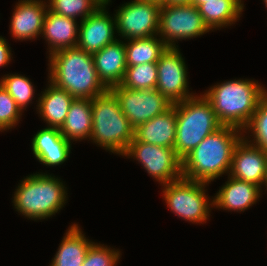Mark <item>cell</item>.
Here are the masks:
<instances>
[{"instance_id":"cell-7","label":"cell","mask_w":267,"mask_h":266,"mask_svg":"<svg viewBox=\"0 0 267 266\" xmlns=\"http://www.w3.org/2000/svg\"><path fill=\"white\" fill-rule=\"evenodd\" d=\"M209 183L190 181L180 178L162 185L163 198L170 209L179 218L195 224H203L209 219L214 207L212 199L206 194Z\"/></svg>"},{"instance_id":"cell-1","label":"cell","mask_w":267,"mask_h":266,"mask_svg":"<svg viewBox=\"0 0 267 266\" xmlns=\"http://www.w3.org/2000/svg\"><path fill=\"white\" fill-rule=\"evenodd\" d=\"M242 130L222 126L205 137L182 159V177L190 181L211 183L229 174L233 153L243 138Z\"/></svg>"},{"instance_id":"cell-9","label":"cell","mask_w":267,"mask_h":266,"mask_svg":"<svg viewBox=\"0 0 267 266\" xmlns=\"http://www.w3.org/2000/svg\"><path fill=\"white\" fill-rule=\"evenodd\" d=\"M161 4L152 0H132L114 14L116 34L126 41L158 35Z\"/></svg>"},{"instance_id":"cell-18","label":"cell","mask_w":267,"mask_h":266,"mask_svg":"<svg viewBox=\"0 0 267 266\" xmlns=\"http://www.w3.org/2000/svg\"><path fill=\"white\" fill-rule=\"evenodd\" d=\"M228 179L213 197V208L240 213L256 204L259 197L262 196L263 190L259 186L230 175H228Z\"/></svg>"},{"instance_id":"cell-29","label":"cell","mask_w":267,"mask_h":266,"mask_svg":"<svg viewBox=\"0 0 267 266\" xmlns=\"http://www.w3.org/2000/svg\"><path fill=\"white\" fill-rule=\"evenodd\" d=\"M49 1V2H48ZM48 9L56 14L80 21L86 19L100 6L94 0H48Z\"/></svg>"},{"instance_id":"cell-19","label":"cell","mask_w":267,"mask_h":266,"mask_svg":"<svg viewBox=\"0 0 267 266\" xmlns=\"http://www.w3.org/2000/svg\"><path fill=\"white\" fill-rule=\"evenodd\" d=\"M176 140V104L164 113L156 115L134 130L132 141L146 142L152 145L174 149Z\"/></svg>"},{"instance_id":"cell-16","label":"cell","mask_w":267,"mask_h":266,"mask_svg":"<svg viewBox=\"0 0 267 266\" xmlns=\"http://www.w3.org/2000/svg\"><path fill=\"white\" fill-rule=\"evenodd\" d=\"M31 150L35 158L45 166H58L68 160L71 143L60 132L59 128L46 127L34 134Z\"/></svg>"},{"instance_id":"cell-32","label":"cell","mask_w":267,"mask_h":266,"mask_svg":"<svg viewBox=\"0 0 267 266\" xmlns=\"http://www.w3.org/2000/svg\"><path fill=\"white\" fill-rule=\"evenodd\" d=\"M11 47L6 39L0 36V67H5L12 60Z\"/></svg>"},{"instance_id":"cell-5","label":"cell","mask_w":267,"mask_h":266,"mask_svg":"<svg viewBox=\"0 0 267 266\" xmlns=\"http://www.w3.org/2000/svg\"><path fill=\"white\" fill-rule=\"evenodd\" d=\"M92 132L90 140L101 148L123 155L134 139V128L119 107L118 100L108 90L91 99Z\"/></svg>"},{"instance_id":"cell-37","label":"cell","mask_w":267,"mask_h":266,"mask_svg":"<svg viewBox=\"0 0 267 266\" xmlns=\"http://www.w3.org/2000/svg\"><path fill=\"white\" fill-rule=\"evenodd\" d=\"M264 4H265V8H267V0H263Z\"/></svg>"},{"instance_id":"cell-10","label":"cell","mask_w":267,"mask_h":266,"mask_svg":"<svg viewBox=\"0 0 267 266\" xmlns=\"http://www.w3.org/2000/svg\"><path fill=\"white\" fill-rule=\"evenodd\" d=\"M122 156L137 160L161 185L182 178V160L172 148L132 141Z\"/></svg>"},{"instance_id":"cell-20","label":"cell","mask_w":267,"mask_h":266,"mask_svg":"<svg viewBox=\"0 0 267 266\" xmlns=\"http://www.w3.org/2000/svg\"><path fill=\"white\" fill-rule=\"evenodd\" d=\"M78 34L79 24L77 20L47 9L43 21L42 36L48 44L49 55L61 49L77 46Z\"/></svg>"},{"instance_id":"cell-4","label":"cell","mask_w":267,"mask_h":266,"mask_svg":"<svg viewBox=\"0 0 267 266\" xmlns=\"http://www.w3.org/2000/svg\"><path fill=\"white\" fill-rule=\"evenodd\" d=\"M13 197L16 211L31 220H43L60 212L67 201V188L60 178L46 173L28 175Z\"/></svg>"},{"instance_id":"cell-36","label":"cell","mask_w":267,"mask_h":266,"mask_svg":"<svg viewBox=\"0 0 267 266\" xmlns=\"http://www.w3.org/2000/svg\"><path fill=\"white\" fill-rule=\"evenodd\" d=\"M152 1L159 2L162 5V0H152Z\"/></svg>"},{"instance_id":"cell-23","label":"cell","mask_w":267,"mask_h":266,"mask_svg":"<svg viewBox=\"0 0 267 266\" xmlns=\"http://www.w3.org/2000/svg\"><path fill=\"white\" fill-rule=\"evenodd\" d=\"M60 132L70 142L90 140L92 132L91 99L75 98L73 100Z\"/></svg>"},{"instance_id":"cell-12","label":"cell","mask_w":267,"mask_h":266,"mask_svg":"<svg viewBox=\"0 0 267 266\" xmlns=\"http://www.w3.org/2000/svg\"><path fill=\"white\" fill-rule=\"evenodd\" d=\"M157 63L156 88L170 103L176 104L195 96L189 91L188 72L178 47H166Z\"/></svg>"},{"instance_id":"cell-27","label":"cell","mask_w":267,"mask_h":266,"mask_svg":"<svg viewBox=\"0 0 267 266\" xmlns=\"http://www.w3.org/2000/svg\"><path fill=\"white\" fill-rule=\"evenodd\" d=\"M0 84L8 91L22 112L34 100L35 87L24 75L9 73L0 78Z\"/></svg>"},{"instance_id":"cell-30","label":"cell","mask_w":267,"mask_h":266,"mask_svg":"<svg viewBox=\"0 0 267 266\" xmlns=\"http://www.w3.org/2000/svg\"><path fill=\"white\" fill-rule=\"evenodd\" d=\"M21 116L22 111L16 105L15 100L0 84V131L15 128Z\"/></svg>"},{"instance_id":"cell-26","label":"cell","mask_w":267,"mask_h":266,"mask_svg":"<svg viewBox=\"0 0 267 266\" xmlns=\"http://www.w3.org/2000/svg\"><path fill=\"white\" fill-rule=\"evenodd\" d=\"M157 77V63L127 66L124 79L120 85L131 90L155 89Z\"/></svg>"},{"instance_id":"cell-22","label":"cell","mask_w":267,"mask_h":266,"mask_svg":"<svg viewBox=\"0 0 267 266\" xmlns=\"http://www.w3.org/2000/svg\"><path fill=\"white\" fill-rule=\"evenodd\" d=\"M93 243L85 237L78 224H72L61 240L50 266H82L86 253Z\"/></svg>"},{"instance_id":"cell-28","label":"cell","mask_w":267,"mask_h":266,"mask_svg":"<svg viewBox=\"0 0 267 266\" xmlns=\"http://www.w3.org/2000/svg\"><path fill=\"white\" fill-rule=\"evenodd\" d=\"M247 130L248 133L246 132ZM242 132L246 134L251 132L250 137L253 136L251 140L249 135L245 137L246 135L243 134V138L247 142L267 151V94L259 102L249 123Z\"/></svg>"},{"instance_id":"cell-15","label":"cell","mask_w":267,"mask_h":266,"mask_svg":"<svg viewBox=\"0 0 267 266\" xmlns=\"http://www.w3.org/2000/svg\"><path fill=\"white\" fill-rule=\"evenodd\" d=\"M45 1H18L10 20V32L14 39L33 40L42 35L43 21L48 9Z\"/></svg>"},{"instance_id":"cell-24","label":"cell","mask_w":267,"mask_h":266,"mask_svg":"<svg viewBox=\"0 0 267 266\" xmlns=\"http://www.w3.org/2000/svg\"><path fill=\"white\" fill-rule=\"evenodd\" d=\"M243 9L242 0H208L198 7L199 13L210 31L232 26L237 20H240Z\"/></svg>"},{"instance_id":"cell-8","label":"cell","mask_w":267,"mask_h":266,"mask_svg":"<svg viewBox=\"0 0 267 266\" xmlns=\"http://www.w3.org/2000/svg\"><path fill=\"white\" fill-rule=\"evenodd\" d=\"M209 31L194 5H161L158 36L167 47H178V40L193 39Z\"/></svg>"},{"instance_id":"cell-35","label":"cell","mask_w":267,"mask_h":266,"mask_svg":"<svg viewBox=\"0 0 267 266\" xmlns=\"http://www.w3.org/2000/svg\"><path fill=\"white\" fill-rule=\"evenodd\" d=\"M99 6H106L110 4L111 0H94Z\"/></svg>"},{"instance_id":"cell-14","label":"cell","mask_w":267,"mask_h":266,"mask_svg":"<svg viewBox=\"0 0 267 266\" xmlns=\"http://www.w3.org/2000/svg\"><path fill=\"white\" fill-rule=\"evenodd\" d=\"M79 23L77 46L85 52L93 54L117 39L115 17L110 16L106 6H100Z\"/></svg>"},{"instance_id":"cell-13","label":"cell","mask_w":267,"mask_h":266,"mask_svg":"<svg viewBox=\"0 0 267 266\" xmlns=\"http://www.w3.org/2000/svg\"><path fill=\"white\" fill-rule=\"evenodd\" d=\"M228 175L262 189L267 181V151L242 138L235 147Z\"/></svg>"},{"instance_id":"cell-25","label":"cell","mask_w":267,"mask_h":266,"mask_svg":"<svg viewBox=\"0 0 267 266\" xmlns=\"http://www.w3.org/2000/svg\"><path fill=\"white\" fill-rule=\"evenodd\" d=\"M125 47L126 65L136 66L145 63H156L167 46L158 35H155L148 38L127 40L125 41Z\"/></svg>"},{"instance_id":"cell-33","label":"cell","mask_w":267,"mask_h":266,"mask_svg":"<svg viewBox=\"0 0 267 266\" xmlns=\"http://www.w3.org/2000/svg\"><path fill=\"white\" fill-rule=\"evenodd\" d=\"M191 4V0H162V5Z\"/></svg>"},{"instance_id":"cell-2","label":"cell","mask_w":267,"mask_h":266,"mask_svg":"<svg viewBox=\"0 0 267 266\" xmlns=\"http://www.w3.org/2000/svg\"><path fill=\"white\" fill-rule=\"evenodd\" d=\"M48 81L79 99H93L108 91L100 81L91 53L78 46L49 55Z\"/></svg>"},{"instance_id":"cell-21","label":"cell","mask_w":267,"mask_h":266,"mask_svg":"<svg viewBox=\"0 0 267 266\" xmlns=\"http://www.w3.org/2000/svg\"><path fill=\"white\" fill-rule=\"evenodd\" d=\"M48 83V87L38 97L37 113L48 124L47 127L60 129L75 98L66 90L53 85L50 81Z\"/></svg>"},{"instance_id":"cell-31","label":"cell","mask_w":267,"mask_h":266,"mask_svg":"<svg viewBox=\"0 0 267 266\" xmlns=\"http://www.w3.org/2000/svg\"><path fill=\"white\" fill-rule=\"evenodd\" d=\"M120 252L94 242L88 249L82 266H116L121 258Z\"/></svg>"},{"instance_id":"cell-34","label":"cell","mask_w":267,"mask_h":266,"mask_svg":"<svg viewBox=\"0 0 267 266\" xmlns=\"http://www.w3.org/2000/svg\"><path fill=\"white\" fill-rule=\"evenodd\" d=\"M207 1L208 0H191V4L198 8L201 4H204Z\"/></svg>"},{"instance_id":"cell-6","label":"cell","mask_w":267,"mask_h":266,"mask_svg":"<svg viewBox=\"0 0 267 266\" xmlns=\"http://www.w3.org/2000/svg\"><path fill=\"white\" fill-rule=\"evenodd\" d=\"M222 126L203 94L176 103V155L182 160L205 137Z\"/></svg>"},{"instance_id":"cell-11","label":"cell","mask_w":267,"mask_h":266,"mask_svg":"<svg viewBox=\"0 0 267 266\" xmlns=\"http://www.w3.org/2000/svg\"><path fill=\"white\" fill-rule=\"evenodd\" d=\"M109 91L118 100L121 111L134 129L173 105L157 89L131 90L118 85Z\"/></svg>"},{"instance_id":"cell-17","label":"cell","mask_w":267,"mask_h":266,"mask_svg":"<svg viewBox=\"0 0 267 266\" xmlns=\"http://www.w3.org/2000/svg\"><path fill=\"white\" fill-rule=\"evenodd\" d=\"M92 56L98 77L108 90L122 83L127 68L124 41L116 39Z\"/></svg>"},{"instance_id":"cell-3","label":"cell","mask_w":267,"mask_h":266,"mask_svg":"<svg viewBox=\"0 0 267 266\" xmlns=\"http://www.w3.org/2000/svg\"><path fill=\"white\" fill-rule=\"evenodd\" d=\"M266 94L265 87L254 79H234L217 83L206 90L203 96L210 102L223 126L243 131Z\"/></svg>"}]
</instances>
